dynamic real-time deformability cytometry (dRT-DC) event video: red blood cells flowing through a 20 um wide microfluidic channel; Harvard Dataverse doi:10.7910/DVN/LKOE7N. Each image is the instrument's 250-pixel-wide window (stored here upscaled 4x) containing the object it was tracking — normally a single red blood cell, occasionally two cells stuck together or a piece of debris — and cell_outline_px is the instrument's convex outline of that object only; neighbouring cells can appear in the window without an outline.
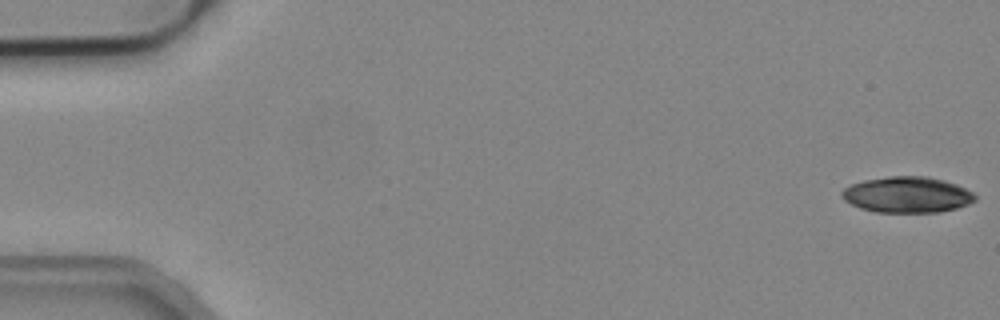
{"species": "common noctule bat (a hibernating species)", "species_latin": "Nyctalus noctula", "temperature_condition": "cold", "stored_images_in_passage": 5, "camera_frame_rate_fps": 3000, "um_per_image_px": 0.085, "animal": {"sex": "male", "body_mass_g": 19.2, "forearm_length_mm": 51.8}, "frame": {"image": 1, "passage_image": 1, "time_ms": 0.0, "image_size_px": [1000, 320], "cell_outline_px": [[976, 200], [968, 204], [956, 208], [940, 212], [876, 212], [860, 208], [844, 200], [840, 196], [840, 192], [844, 188], [852, 184], [864, 180], [888, 176], [928, 176], [944, 180], [956, 184], [972, 192], [976, 196]], "centroid_in_image_um": [77.1, 16.54], "position_along_channel_um": 7.9, "area_um2": 27.98}}
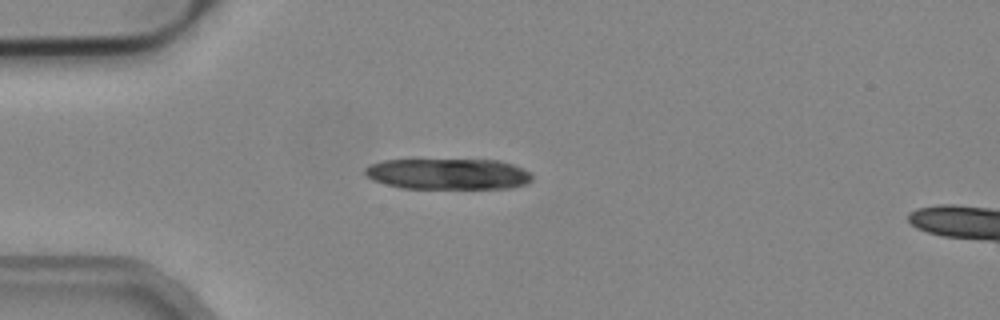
{"frame": {"image": 2, "passage_image": 4, "time_ms": 1.0, "image_size_px": [1000, 320], "cell_outline_px": [[532, 180], [528, 184], [508, 188], [400, 188], [372, 180], [364, 172], [364, 168], [368, 164], [384, 160], [500, 160], [524, 168], [532, 172]], "centroid_in_image_um": [38.11, 14.78], "position_along_channel_um": 46.9, "area_um2": 30.35}}